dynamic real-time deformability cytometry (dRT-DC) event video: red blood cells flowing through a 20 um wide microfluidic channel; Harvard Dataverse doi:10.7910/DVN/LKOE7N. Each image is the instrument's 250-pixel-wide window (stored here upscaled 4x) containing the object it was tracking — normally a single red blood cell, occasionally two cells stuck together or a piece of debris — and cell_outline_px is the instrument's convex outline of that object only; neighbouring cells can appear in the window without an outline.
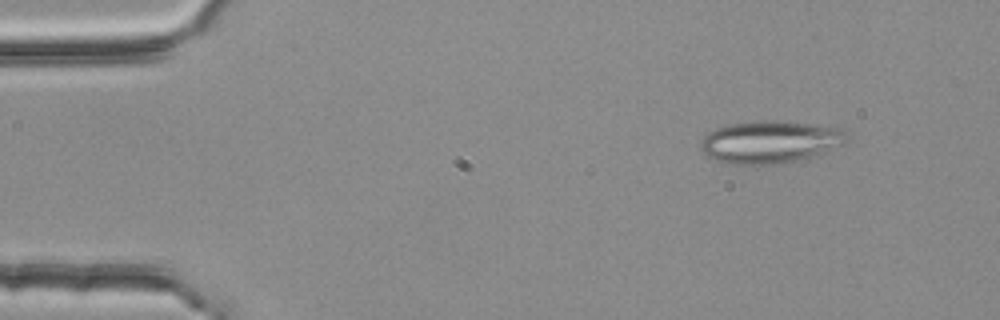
{"species": "common noctule bat (a hibernating species)", "species_latin": "Nyctalus noctula", "temperature_condition": "room temperature", "stored_images_in_passage": 5, "camera_frame_rate_fps": 3000, "um_per_image_px": 0.085, "animal": {"sex": "female", "body_mass_g": 25.1}, "frame": {"image": 1, "passage_image": 1, "time_ms": 0.0, "image_size_px": [1000, 320], "cell_outline_px": [[848, 140], [844, 144], [808, 156], [792, 160], [768, 164], [732, 164], [716, 160], [708, 156], [700, 148], [700, 144], [704, 136], [708, 132], [724, 124], [768, 120], [776, 120], [840, 128], [844, 132]], "centroid_in_image_um": [65.37, 12.04], "position_along_channel_um": 19.6, "area_um2": 35.32}}